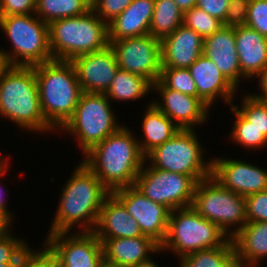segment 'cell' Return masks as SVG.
<instances>
[{"label": "cell", "mask_w": 267, "mask_h": 267, "mask_svg": "<svg viewBox=\"0 0 267 267\" xmlns=\"http://www.w3.org/2000/svg\"><path fill=\"white\" fill-rule=\"evenodd\" d=\"M131 132L122 125L84 155L83 163L110 192L134 185L143 164L147 163L138 139Z\"/></svg>", "instance_id": "1"}, {"label": "cell", "mask_w": 267, "mask_h": 267, "mask_svg": "<svg viewBox=\"0 0 267 267\" xmlns=\"http://www.w3.org/2000/svg\"><path fill=\"white\" fill-rule=\"evenodd\" d=\"M74 170L62 188L50 233L70 232L76 223L83 232H93L101 207L111 194L83 162Z\"/></svg>", "instance_id": "2"}, {"label": "cell", "mask_w": 267, "mask_h": 267, "mask_svg": "<svg viewBox=\"0 0 267 267\" xmlns=\"http://www.w3.org/2000/svg\"><path fill=\"white\" fill-rule=\"evenodd\" d=\"M40 106L47 123L61 129L71 118L83 93L71 61L52 60L34 65Z\"/></svg>", "instance_id": "3"}, {"label": "cell", "mask_w": 267, "mask_h": 267, "mask_svg": "<svg viewBox=\"0 0 267 267\" xmlns=\"http://www.w3.org/2000/svg\"><path fill=\"white\" fill-rule=\"evenodd\" d=\"M18 127L46 132L54 130L45 120L34 66H12L0 80V116Z\"/></svg>", "instance_id": "4"}, {"label": "cell", "mask_w": 267, "mask_h": 267, "mask_svg": "<svg viewBox=\"0 0 267 267\" xmlns=\"http://www.w3.org/2000/svg\"><path fill=\"white\" fill-rule=\"evenodd\" d=\"M48 35L53 60L72 61L110 45L108 24L92 9L79 16L52 21L48 24Z\"/></svg>", "instance_id": "5"}, {"label": "cell", "mask_w": 267, "mask_h": 267, "mask_svg": "<svg viewBox=\"0 0 267 267\" xmlns=\"http://www.w3.org/2000/svg\"><path fill=\"white\" fill-rule=\"evenodd\" d=\"M216 224L202 217L192 206L170 212L161 250H172L179 258L195 251L223 246L230 238Z\"/></svg>", "instance_id": "6"}, {"label": "cell", "mask_w": 267, "mask_h": 267, "mask_svg": "<svg viewBox=\"0 0 267 267\" xmlns=\"http://www.w3.org/2000/svg\"><path fill=\"white\" fill-rule=\"evenodd\" d=\"M33 15L0 16V27L10 39L13 48L12 53L2 51L12 66H34L53 60L48 24Z\"/></svg>", "instance_id": "7"}, {"label": "cell", "mask_w": 267, "mask_h": 267, "mask_svg": "<svg viewBox=\"0 0 267 267\" xmlns=\"http://www.w3.org/2000/svg\"><path fill=\"white\" fill-rule=\"evenodd\" d=\"M114 114L105 93L83 92L73 115L61 130L76 136L84 155L122 127Z\"/></svg>", "instance_id": "8"}, {"label": "cell", "mask_w": 267, "mask_h": 267, "mask_svg": "<svg viewBox=\"0 0 267 267\" xmlns=\"http://www.w3.org/2000/svg\"><path fill=\"white\" fill-rule=\"evenodd\" d=\"M191 206L223 230L228 238L247 223L245 197L223 187L212 176L197 183ZM234 224L238 227L230 232Z\"/></svg>", "instance_id": "9"}, {"label": "cell", "mask_w": 267, "mask_h": 267, "mask_svg": "<svg viewBox=\"0 0 267 267\" xmlns=\"http://www.w3.org/2000/svg\"><path fill=\"white\" fill-rule=\"evenodd\" d=\"M195 129H180L171 139L146 156L150 166L193 177L197 182L211 176V160L204 162Z\"/></svg>", "instance_id": "10"}, {"label": "cell", "mask_w": 267, "mask_h": 267, "mask_svg": "<svg viewBox=\"0 0 267 267\" xmlns=\"http://www.w3.org/2000/svg\"><path fill=\"white\" fill-rule=\"evenodd\" d=\"M197 181L180 173L148 167L139 172L134 186L150 200L161 203L171 211L190 207Z\"/></svg>", "instance_id": "11"}, {"label": "cell", "mask_w": 267, "mask_h": 267, "mask_svg": "<svg viewBox=\"0 0 267 267\" xmlns=\"http://www.w3.org/2000/svg\"><path fill=\"white\" fill-rule=\"evenodd\" d=\"M120 69L137 74L151 84L159 80L162 69L161 40L150 34L109 40Z\"/></svg>", "instance_id": "12"}, {"label": "cell", "mask_w": 267, "mask_h": 267, "mask_svg": "<svg viewBox=\"0 0 267 267\" xmlns=\"http://www.w3.org/2000/svg\"><path fill=\"white\" fill-rule=\"evenodd\" d=\"M47 234L44 245L53 254L56 267H101L104 263L102 242L93 232ZM69 236V237H66Z\"/></svg>", "instance_id": "13"}, {"label": "cell", "mask_w": 267, "mask_h": 267, "mask_svg": "<svg viewBox=\"0 0 267 267\" xmlns=\"http://www.w3.org/2000/svg\"><path fill=\"white\" fill-rule=\"evenodd\" d=\"M111 194L125 207L131 217L137 220L143 235L161 246L167 234L171 210L147 198L134 185L120 188Z\"/></svg>", "instance_id": "14"}, {"label": "cell", "mask_w": 267, "mask_h": 267, "mask_svg": "<svg viewBox=\"0 0 267 267\" xmlns=\"http://www.w3.org/2000/svg\"><path fill=\"white\" fill-rule=\"evenodd\" d=\"M211 176L223 187L241 196L267 190V171L242 160L211 159Z\"/></svg>", "instance_id": "15"}, {"label": "cell", "mask_w": 267, "mask_h": 267, "mask_svg": "<svg viewBox=\"0 0 267 267\" xmlns=\"http://www.w3.org/2000/svg\"><path fill=\"white\" fill-rule=\"evenodd\" d=\"M71 62L82 91L89 93H106L119 69L115 52L110 45L105 49L77 56Z\"/></svg>", "instance_id": "16"}, {"label": "cell", "mask_w": 267, "mask_h": 267, "mask_svg": "<svg viewBox=\"0 0 267 267\" xmlns=\"http://www.w3.org/2000/svg\"><path fill=\"white\" fill-rule=\"evenodd\" d=\"M152 90H157L164 102L152 103L180 129H194L206 121L209 107L200 98L167 88L159 80L152 84Z\"/></svg>", "instance_id": "17"}, {"label": "cell", "mask_w": 267, "mask_h": 267, "mask_svg": "<svg viewBox=\"0 0 267 267\" xmlns=\"http://www.w3.org/2000/svg\"><path fill=\"white\" fill-rule=\"evenodd\" d=\"M204 39L181 24L161 40L162 67L189 68L203 54Z\"/></svg>", "instance_id": "18"}, {"label": "cell", "mask_w": 267, "mask_h": 267, "mask_svg": "<svg viewBox=\"0 0 267 267\" xmlns=\"http://www.w3.org/2000/svg\"><path fill=\"white\" fill-rule=\"evenodd\" d=\"M197 97L211 107L218 96L230 105L237 88L220 72L214 62L202 54L189 68Z\"/></svg>", "instance_id": "19"}, {"label": "cell", "mask_w": 267, "mask_h": 267, "mask_svg": "<svg viewBox=\"0 0 267 267\" xmlns=\"http://www.w3.org/2000/svg\"><path fill=\"white\" fill-rule=\"evenodd\" d=\"M203 54L214 62L236 88L239 87L241 77L245 79L239 67L234 27L223 26L219 31L204 38Z\"/></svg>", "instance_id": "20"}, {"label": "cell", "mask_w": 267, "mask_h": 267, "mask_svg": "<svg viewBox=\"0 0 267 267\" xmlns=\"http://www.w3.org/2000/svg\"><path fill=\"white\" fill-rule=\"evenodd\" d=\"M104 263L115 267H133L151 261L148 253L160 252V246L145 235L135 238L105 239Z\"/></svg>", "instance_id": "21"}, {"label": "cell", "mask_w": 267, "mask_h": 267, "mask_svg": "<svg viewBox=\"0 0 267 267\" xmlns=\"http://www.w3.org/2000/svg\"><path fill=\"white\" fill-rule=\"evenodd\" d=\"M93 233L101 242L105 239L135 238L143 235L137 220L131 217L112 194L105 199L101 207Z\"/></svg>", "instance_id": "22"}, {"label": "cell", "mask_w": 267, "mask_h": 267, "mask_svg": "<svg viewBox=\"0 0 267 267\" xmlns=\"http://www.w3.org/2000/svg\"><path fill=\"white\" fill-rule=\"evenodd\" d=\"M234 31L241 73L245 78L256 77L267 65V37L247 25Z\"/></svg>", "instance_id": "23"}, {"label": "cell", "mask_w": 267, "mask_h": 267, "mask_svg": "<svg viewBox=\"0 0 267 267\" xmlns=\"http://www.w3.org/2000/svg\"><path fill=\"white\" fill-rule=\"evenodd\" d=\"M155 0H133L108 23V39L141 37L149 34Z\"/></svg>", "instance_id": "24"}, {"label": "cell", "mask_w": 267, "mask_h": 267, "mask_svg": "<svg viewBox=\"0 0 267 267\" xmlns=\"http://www.w3.org/2000/svg\"><path fill=\"white\" fill-rule=\"evenodd\" d=\"M232 241L243 267H256L267 256V222H247Z\"/></svg>", "instance_id": "25"}, {"label": "cell", "mask_w": 267, "mask_h": 267, "mask_svg": "<svg viewBox=\"0 0 267 267\" xmlns=\"http://www.w3.org/2000/svg\"><path fill=\"white\" fill-rule=\"evenodd\" d=\"M142 128L144 142L139 141V147L144 156L154 148L171 139L180 128L165 114H163L152 102L147 106Z\"/></svg>", "instance_id": "26"}, {"label": "cell", "mask_w": 267, "mask_h": 267, "mask_svg": "<svg viewBox=\"0 0 267 267\" xmlns=\"http://www.w3.org/2000/svg\"><path fill=\"white\" fill-rule=\"evenodd\" d=\"M180 259V267H243L232 238L223 246L195 251Z\"/></svg>", "instance_id": "27"}, {"label": "cell", "mask_w": 267, "mask_h": 267, "mask_svg": "<svg viewBox=\"0 0 267 267\" xmlns=\"http://www.w3.org/2000/svg\"><path fill=\"white\" fill-rule=\"evenodd\" d=\"M152 90V84L142 76L118 69L105 95L110 100H138Z\"/></svg>", "instance_id": "28"}, {"label": "cell", "mask_w": 267, "mask_h": 267, "mask_svg": "<svg viewBox=\"0 0 267 267\" xmlns=\"http://www.w3.org/2000/svg\"><path fill=\"white\" fill-rule=\"evenodd\" d=\"M91 9V0H36L35 15L46 24L79 16Z\"/></svg>", "instance_id": "29"}, {"label": "cell", "mask_w": 267, "mask_h": 267, "mask_svg": "<svg viewBox=\"0 0 267 267\" xmlns=\"http://www.w3.org/2000/svg\"><path fill=\"white\" fill-rule=\"evenodd\" d=\"M182 17L174 0H155L149 34L162 40L182 24Z\"/></svg>", "instance_id": "30"}, {"label": "cell", "mask_w": 267, "mask_h": 267, "mask_svg": "<svg viewBox=\"0 0 267 267\" xmlns=\"http://www.w3.org/2000/svg\"><path fill=\"white\" fill-rule=\"evenodd\" d=\"M231 110L236 116V122L231 131V139L236 144H241L244 147L260 148L267 145V137L264 136L260 130L251 124L232 104Z\"/></svg>", "instance_id": "31"}, {"label": "cell", "mask_w": 267, "mask_h": 267, "mask_svg": "<svg viewBox=\"0 0 267 267\" xmlns=\"http://www.w3.org/2000/svg\"><path fill=\"white\" fill-rule=\"evenodd\" d=\"M182 24L194 30L203 39L211 36L224 26L222 21L197 6L183 12Z\"/></svg>", "instance_id": "32"}, {"label": "cell", "mask_w": 267, "mask_h": 267, "mask_svg": "<svg viewBox=\"0 0 267 267\" xmlns=\"http://www.w3.org/2000/svg\"><path fill=\"white\" fill-rule=\"evenodd\" d=\"M159 81L167 88L197 97V89L188 68L162 67Z\"/></svg>", "instance_id": "33"}, {"label": "cell", "mask_w": 267, "mask_h": 267, "mask_svg": "<svg viewBox=\"0 0 267 267\" xmlns=\"http://www.w3.org/2000/svg\"><path fill=\"white\" fill-rule=\"evenodd\" d=\"M242 107L234 106L237 110L267 137V100H260L251 94H246L242 101Z\"/></svg>", "instance_id": "34"}, {"label": "cell", "mask_w": 267, "mask_h": 267, "mask_svg": "<svg viewBox=\"0 0 267 267\" xmlns=\"http://www.w3.org/2000/svg\"><path fill=\"white\" fill-rule=\"evenodd\" d=\"M245 25L267 37V0H250Z\"/></svg>", "instance_id": "35"}, {"label": "cell", "mask_w": 267, "mask_h": 267, "mask_svg": "<svg viewBox=\"0 0 267 267\" xmlns=\"http://www.w3.org/2000/svg\"><path fill=\"white\" fill-rule=\"evenodd\" d=\"M133 0H91V9L107 24L122 13Z\"/></svg>", "instance_id": "36"}, {"label": "cell", "mask_w": 267, "mask_h": 267, "mask_svg": "<svg viewBox=\"0 0 267 267\" xmlns=\"http://www.w3.org/2000/svg\"><path fill=\"white\" fill-rule=\"evenodd\" d=\"M247 222H267V190L245 197Z\"/></svg>", "instance_id": "37"}, {"label": "cell", "mask_w": 267, "mask_h": 267, "mask_svg": "<svg viewBox=\"0 0 267 267\" xmlns=\"http://www.w3.org/2000/svg\"><path fill=\"white\" fill-rule=\"evenodd\" d=\"M42 250L33 251L28 247L14 267H56L53 254L46 247Z\"/></svg>", "instance_id": "38"}, {"label": "cell", "mask_w": 267, "mask_h": 267, "mask_svg": "<svg viewBox=\"0 0 267 267\" xmlns=\"http://www.w3.org/2000/svg\"><path fill=\"white\" fill-rule=\"evenodd\" d=\"M27 248L24 240L17 239L10 233L0 237V262H17Z\"/></svg>", "instance_id": "39"}, {"label": "cell", "mask_w": 267, "mask_h": 267, "mask_svg": "<svg viewBox=\"0 0 267 267\" xmlns=\"http://www.w3.org/2000/svg\"><path fill=\"white\" fill-rule=\"evenodd\" d=\"M250 0H230L225 22L226 27L243 26L246 23Z\"/></svg>", "instance_id": "40"}, {"label": "cell", "mask_w": 267, "mask_h": 267, "mask_svg": "<svg viewBox=\"0 0 267 267\" xmlns=\"http://www.w3.org/2000/svg\"><path fill=\"white\" fill-rule=\"evenodd\" d=\"M36 0H0V16L35 14Z\"/></svg>", "instance_id": "41"}, {"label": "cell", "mask_w": 267, "mask_h": 267, "mask_svg": "<svg viewBox=\"0 0 267 267\" xmlns=\"http://www.w3.org/2000/svg\"><path fill=\"white\" fill-rule=\"evenodd\" d=\"M229 1L230 0H197L196 6L224 23Z\"/></svg>", "instance_id": "42"}, {"label": "cell", "mask_w": 267, "mask_h": 267, "mask_svg": "<svg viewBox=\"0 0 267 267\" xmlns=\"http://www.w3.org/2000/svg\"><path fill=\"white\" fill-rule=\"evenodd\" d=\"M259 77V87L261 89V94L257 95L253 93V97L260 100H267V65L261 70V72L257 75Z\"/></svg>", "instance_id": "43"}, {"label": "cell", "mask_w": 267, "mask_h": 267, "mask_svg": "<svg viewBox=\"0 0 267 267\" xmlns=\"http://www.w3.org/2000/svg\"><path fill=\"white\" fill-rule=\"evenodd\" d=\"M7 163L2 161L0 163V178L2 175H4V173L7 171ZM3 189L1 188L0 186V211L4 212L10 219L12 218V214L11 212L7 209V206H6V202L5 199H4V192L2 191ZM10 212V213H9Z\"/></svg>", "instance_id": "44"}, {"label": "cell", "mask_w": 267, "mask_h": 267, "mask_svg": "<svg viewBox=\"0 0 267 267\" xmlns=\"http://www.w3.org/2000/svg\"><path fill=\"white\" fill-rule=\"evenodd\" d=\"M11 222L12 219H10L4 212L0 211V237L10 233V230L8 229Z\"/></svg>", "instance_id": "45"}, {"label": "cell", "mask_w": 267, "mask_h": 267, "mask_svg": "<svg viewBox=\"0 0 267 267\" xmlns=\"http://www.w3.org/2000/svg\"><path fill=\"white\" fill-rule=\"evenodd\" d=\"M12 67L6 54L0 49V80L4 74Z\"/></svg>", "instance_id": "46"}, {"label": "cell", "mask_w": 267, "mask_h": 267, "mask_svg": "<svg viewBox=\"0 0 267 267\" xmlns=\"http://www.w3.org/2000/svg\"><path fill=\"white\" fill-rule=\"evenodd\" d=\"M174 1L177 4L178 8L182 12H185L187 10H190L192 7H195L197 0H174Z\"/></svg>", "instance_id": "47"}, {"label": "cell", "mask_w": 267, "mask_h": 267, "mask_svg": "<svg viewBox=\"0 0 267 267\" xmlns=\"http://www.w3.org/2000/svg\"><path fill=\"white\" fill-rule=\"evenodd\" d=\"M133 267H159V266L155 262H153V260H151L148 263L137 265V266H133Z\"/></svg>", "instance_id": "48"}, {"label": "cell", "mask_w": 267, "mask_h": 267, "mask_svg": "<svg viewBox=\"0 0 267 267\" xmlns=\"http://www.w3.org/2000/svg\"><path fill=\"white\" fill-rule=\"evenodd\" d=\"M16 262H0V267H14Z\"/></svg>", "instance_id": "49"}, {"label": "cell", "mask_w": 267, "mask_h": 267, "mask_svg": "<svg viewBox=\"0 0 267 267\" xmlns=\"http://www.w3.org/2000/svg\"><path fill=\"white\" fill-rule=\"evenodd\" d=\"M101 267H115V266H111V265H108L106 263H103V265Z\"/></svg>", "instance_id": "50"}, {"label": "cell", "mask_w": 267, "mask_h": 267, "mask_svg": "<svg viewBox=\"0 0 267 267\" xmlns=\"http://www.w3.org/2000/svg\"><path fill=\"white\" fill-rule=\"evenodd\" d=\"M1 154V153H0ZM3 160H2V156L0 155V163L2 162Z\"/></svg>", "instance_id": "51"}]
</instances>
